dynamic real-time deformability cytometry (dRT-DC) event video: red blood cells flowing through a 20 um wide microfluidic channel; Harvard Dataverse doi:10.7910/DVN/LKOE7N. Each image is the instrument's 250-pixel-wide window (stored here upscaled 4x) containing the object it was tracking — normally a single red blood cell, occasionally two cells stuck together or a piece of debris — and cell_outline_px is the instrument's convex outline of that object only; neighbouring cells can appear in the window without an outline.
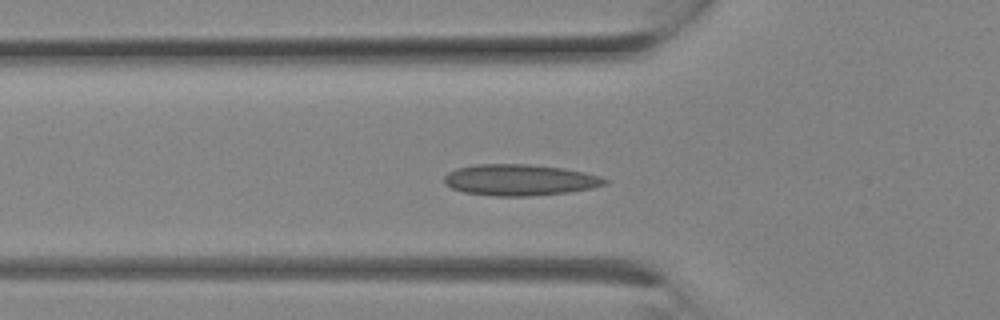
{"species": "Egyptian fruit bat (a non-hibernating species)", "species_latin": "Rousettus aegyptiacus", "temperature_condition": "room temperature", "stored_images_in_passage": 14, "camera_frame_rate_fps": 3000, "um_per_image_px": 0.085, "animal": {"sex": "female"}, "frame": {"image": 1, "passage_image": 10, "time_ms": 3.0, "image_size_px": [1000, 320], "cell_outline_px": [[608, 184], [592, 188], [568, 192], [532, 196], [492, 196], [464, 192], [452, 188], [444, 184], [444, 176], [448, 172], [456, 168], [476, 164], [528, 164], [564, 168], [584, 172], [600, 176], [608, 180]], "centroid_in_image_um": [44.17, 15.29], "position_along_channel_um": 81.6, "area_um2": 29.42}}
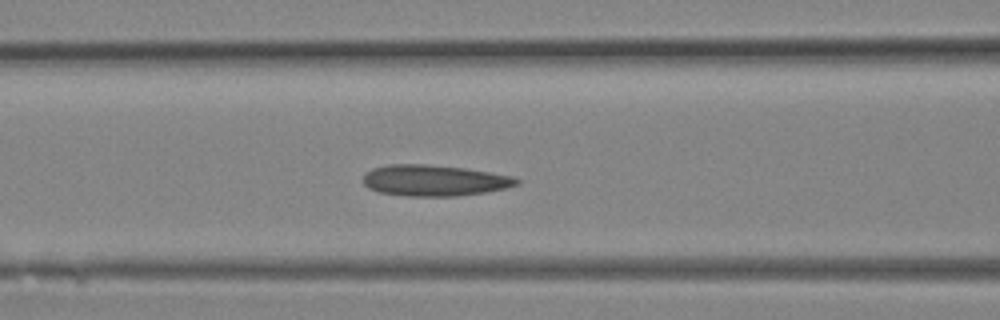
{"frame": {"image": 2, "passage_image": 12, "time_ms": 3.667, "image_size_px": [1000, 320], "cell_outline_px": [[520, 184], [508, 188], [484, 192], [456, 196], [404, 196], [380, 192], [368, 188], [364, 184], [364, 176], [372, 168], [388, 164], [428, 164], [464, 168], [512, 176], [520, 180]], "centroid_in_image_um": [36.92, 15.34], "position_along_channel_um": 129.7, "area_um2": 27.8}}
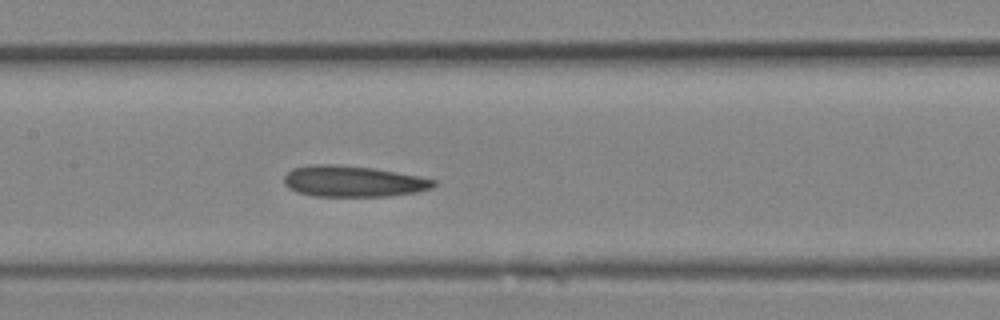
{"frame": {"image": 3, "passage_image": 14, "time_ms": 4.333, "image_size_px": [1000, 320], "cell_outline_px": [[436, 184], [432, 188], [416, 192], [388, 196], [312, 196], [296, 192], [288, 188], [284, 184], [284, 176], [292, 168], [308, 164], [336, 164], [372, 168], [420, 176], [436, 180]], "centroid_in_image_um": [29.98, 15.41], "position_along_channel_um": 177.4, "area_um2": 27.28}}